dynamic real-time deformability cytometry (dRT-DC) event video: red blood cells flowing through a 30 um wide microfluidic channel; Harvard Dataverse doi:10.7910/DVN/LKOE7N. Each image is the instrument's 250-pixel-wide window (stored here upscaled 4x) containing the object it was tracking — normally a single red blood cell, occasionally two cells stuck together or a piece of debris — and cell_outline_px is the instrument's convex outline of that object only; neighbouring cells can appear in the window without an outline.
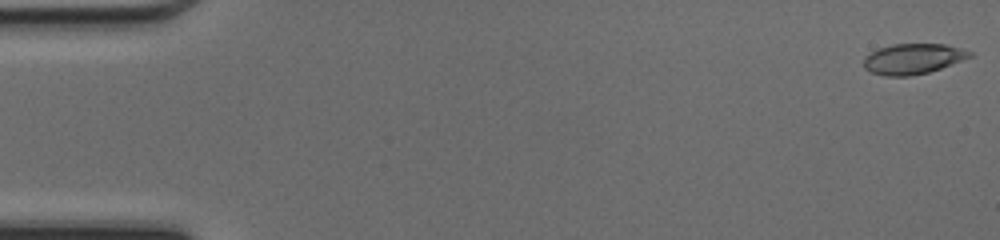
{"species": "common noctule bat (a hibernating species)", "species_latin": "Nyctalus noctula", "temperature_condition": "cold", "stored_images_in_passage": 48, "camera_frame_rate_fps": 3000, "um_per_image_px": 0.085, "animal": {"sex": "female", "body_mass_g": 17.0, "forearm_length_mm": 48.0}, "frame": {"image": 1, "passage_image": 1, "time_ms": 0.0, "image_size_px": [1000, 240], "cell_outline_px": [[972, 56], [940, 68], [928, 72], [908, 76], [884, 76], [872, 72], [864, 68], [864, 56], [876, 48], [892, 44], [944, 44], [960, 48], [972, 52]], "centroid_in_image_um": [77.55, 4.99], "position_along_channel_um": 7.5, "area_um2": 18.73}}
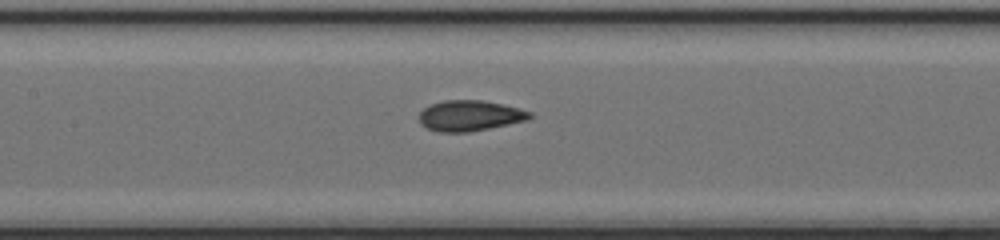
{"frame": {"image": 2, "passage_image": 23, "time_ms": 7.333, "image_size_px": [1000, 240], "cell_outline_px": [[532, 116], [528, 120], [468, 132], [436, 132], [420, 124], [420, 112], [424, 108], [432, 104], [444, 100], [484, 100], [520, 108], [532, 112]], "centroid_in_image_um": [39.95, 9.83], "position_along_channel_um": 167.5, "area_um2": 19.71}}
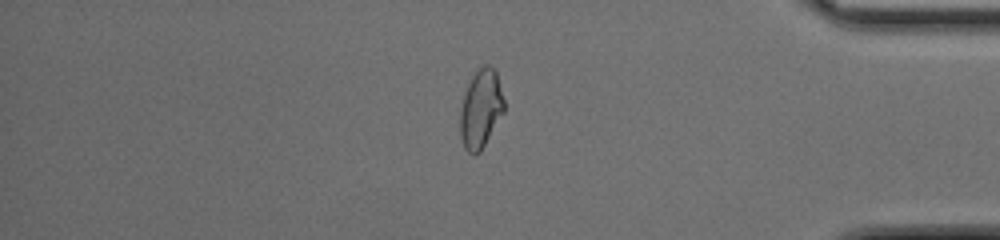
{"frame": {"image": 3, "passage_image": 41, "time_ms": 13.333, "image_size_px": [1000, 240], "cell_outline_px": [[504, 112], [480, 152], [468, 152], [464, 148], [460, 136], [460, 108], [464, 92], [472, 76], [484, 64], [488, 64], [496, 72], [504, 100]], "centroid_in_image_um": [40.85, 9.25], "position_along_channel_um": 394.3, "area_um2": 19.94}, "authors_computed_cell_mechanics": {"area_um2": 19.5942, "velocity_mm_per_s": 4.2753, "shape_relaxation_time_tau1_ms": 6.0241, "shape_relaxation_time_tau2_ms": 1.287, "deformation_change_tau1": 0.1653, "deformation_change_tau2": 0.0509}}